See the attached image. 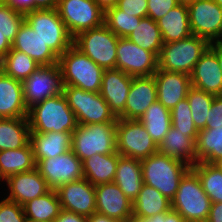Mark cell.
Here are the masks:
<instances>
[{"mask_svg": "<svg viewBox=\"0 0 222 222\" xmlns=\"http://www.w3.org/2000/svg\"><path fill=\"white\" fill-rule=\"evenodd\" d=\"M171 209V201L156 188L143 184L138 197L132 203V217L151 218Z\"/></svg>", "mask_w": 222, "mask_h": 222, "instance_id": "obj_31", "label": "cell"}, {"mask_svg": "<svg viewBox=\"0 0 222 222\" xmlns=\"http://www.w3.org/2000/svg\"><path fill=\"white\" fill-rule=\"evenodd\" d=\"M11 48L12 44L7 40L6 36L0 32V60L8 53Z\"/></svg>", "mask_w": 222, "mask_h": 222, "instance_id": "obj_52", "label": "cell"}, {"mask_svg": "<svg viewBox=\"0 0 222 222\" xmlns=\"http://www.w3.org/2000/svg\"><path fill=\"white\" fill-rule=\"evenodd\" d=\"M170 115L172 127L183 132L184 136H190L197 140L199 131L194 124L187 98L181 100L173 109H171Z\"/></svg>", "mask_w": 222, "mask_h": 222, "instance_id": "obj_41", "label": "cell"}, {"mask_svg": "<svg viewBox=\"0 0 222 222\" xmlns=\"http://www.w3.org/2000/svg\"><path fill=\"white\" fill-rule=\"evenodd\" d=\"M22 84L28 109L44 99L58 95L63 90L58 64L40 66Z\"/></svg>", "mask_w": 222, "mask_h": 222, "instance_id": "obj_14", "label": "cell"}, {"mask_svg": "<svg viewBox=\"0 0 222 222\" xmlns=\"http://www.w3.org/2000/svg\"><path fill=\"white\" fill-rule=\"evenodd\" d=\"M222 126V95L214 96L205 129H216Z\"/></svg>", "mask_w": 222, "mask_h": 222, "instance_id": "obj_46", "label": "cell"}, {"mask_svg": "<svg viewBox=\"0 0 222 222\" xmlns=\"http://www.w3.org/2000/svg\"><path fill=\"white\" fill-rule=\"evenodd\" d=\"M87 222H119V221L95 212L90 217H87Z\"/></svg>", "mask_w": 222, "mask_h": 222, "instance_id": "obj_53", "label": "cell"}, {"mask_svg": "<svg viewBox=\"0 0 222 222\" xmlns=\"http://www.w3.org/2000/svg\"><path fill=\"white\" fill-rule=\"evenodd\" d=\"M23 84L0 71V118H28Z\"/></svg>", "mask_w": 222, "mask_h": 222, "instance_id": "obj_23", "label": "cell"}, {"mask_svg": "<svg viewBox=\"0 0 222 222\" xmlns=\"http://www.w3.org/2000/svg\"><path fill=\"white\" fill-rule=\"evenodd\" d=\"M36 168L50 189L84 178L82 161L68 150L64 154L47 159H35Z\"/></svg>", "mask_w": 222, "mask_h": 222, "instance_id": "obj_12", "label": "cell"}, {"mask_svg": "<svg viewBox=\"0 0 222 222\" xmlns=\"http://www.w3.org/2000/svg\"><path fill=\"white\" fill-rule=\"evenodd\" d=\"M71 132L30 133L34 159H47L71 150Z\"/></svg>", "mask_w": 222, "mask_h": 222, "instance_id": "obj_27", "label": "cell"}, {"mask_svg": "<svg viewBox=\"0 0 222 222\" xmlns=\"http://www.w3.org/2000/svg\"><path fill=\"white\" fill-rule=\"evenodd\" d=\"M24 21L25 17L22 13L7 4L2 3L0 5V32L6 36L11 44Z\"/></svg>", "mask_w": 222, "mask_h": 222, "instance_id": "obj_42", "label": "cell"}, {"mask_svg": "<svg viewBox=\"0 0 222 222\" xmlns=\"http://www.w3.org/2000/svg\"><path fill=\"white\" fill-rule=\"evenodd\" d=\"M199 176L212 203L222 202V168L216 163L198 162L191 167Z\"/></svg>", "mask_w": 222, "mask_h": 222, "instance_id": "obj_38", "label": "cell"}, {"mask_svg": "<svg viewBox=\"0 0 222 222\" xmlns=\"http://www.w3.org/2000/svg\"><path fill=\"white\" fill-rule=\"evenodd\" d=\"M142 18L119 10L116 6L105 12L104 24L118 37L127 38Z\"/></svg>", "mask_w": 222, "mask_h": 222, "instance_id": "obj_40", "label": "cell"}, {"mask_svg": "<svg viewBox=\"0 0 222 222\" xmlns=\"http://www.w3.org/2000/svg\"><path fill=\"white\" fill-rule=\"evenodd\" d=\"M95 2L106 12L108 9L117 6L118 0H95Z\"/></svg>", "mask_w": 222, "mask_h": 222, "instance_id": "obj_55", "label": "cell"}, {"mask_svg": "<svg viewBox=\"0 0 222 222\" xmlns=\"http://www.w3.org/2000/svg\"><path fill=\"white\" fill-rule=\"evenodd\" d=\"M26 222H48V221H38V220L27 219Z\"/></svg>", "mask_w": 222, "mask_h": 222, "instance_id": "obj_59", "label": "cell"}, {"mask_svg": "<svg viewBox=\"0 0 222 222\" xmlns=\"http://www.w3.org/2000/svg\"><path fill=\"white\" fill-rule=\"evenodd\" d=\"M147 17L155 22L178 5L177 0H147Z\"/></svg>", "mask_w": 222, "mask_h": 222, "instance_id": "obj_44", "label": "cell"}, {"mask_svg": "<svg viewBox=\"0 0 222 222\" xmlns=\"http://www.w3.org/2000/svg\"><path fill=\"white\" fill-rule=\"evenodd\" d=\"M216 164L222 168V157L220 158V160Z\"/></svg>", "mask_w": 222, "mask_h": 222, "instance_id": "obj_60", "label": "cell"}, {"mask_svg": "<svg viewBox=\"0 0 222 222\" xmlns=\"http://www.w3.org/2000/svg\"><path fill=\"white\" fill-rule=\"evenodd\" d=\"M116 151L112 154H95L82 162L84 178L92 185L114 181L118 158Z\"/></svg>", "mask_w": 222, "mask_h": 222, "instance_id": "obj_29", "label": "cell"}, {"mask_svg": "<svg viewBox=\"0 0 222 222\" xmlns=\"http://www.w3.org/2000/svg\"><path fill=\"white\" fill-rule=\"evenodd\" d=\"M195 1H197V0H177L178 5H185V6L191 5V4H193Z\"/></svg>", "mask_w": 222, "mask_h": 222, "instance_id": "obj_57", "label": "cell"}, {"mask_svg": "<svg viewBox=\"0 0 222 222\" xmlns=\"http://www.w3.org/2000/svg\"><path fill=\"white\" fill-rule=\"evenodd\" d=\"M116 69L132 77L151 76L158 69V57L128 38H118Z\"/></svg>", "mask_w": 222, "mask_h": 222, "instance_id": "obj_13", "label": "cell"}, {"mask_svg": "<svg viewBox=\"0 0 222 222\" xmlns=\"http://www.w3.org/2000/svg\"><path fill=\"white\" fill-rule=\"evenodd\" d=\"M0 66L4 74L23 82L41 65L26 53L11 48L0 60Z\"/></svg>", "mask_w": 222, "mask_h": 222, "instance_id": "obj_36", "label": "cell"}, {"mask_svg": "<svg viewBox=\"0 0 222 222\" xmlns=\"http://www.w3.org/2000/svg\"><path fill=\"white\" fill-rule=\"evenodd\" d=\"M211 203L199 176L190 168L180 180L171 209L177 211L186 222H206Z\"/></svg>", "mask_w": 222, "mask_h": 222, "instance_id": "obj_4", "label": "cell"}, {"mask_svg": "<svg viewBox=\"0 0 222 222\" xmlns=\"http://www.w3.org/2000/svg\"><path fill=\"white\" fill-rule=\"evenodd\" d=\"M139 121L158 146L172 126L170 110L159 101L152 103Z\"/></svg>", "mask_w": 222, "mask_h": 222, "instance_id": "obj_33", "label": "cell"}, {"mask_svg": "<svg viewBox=\"0 0 222 222\" xmlns=\"http://www.w3.org/2000/svg\"><path fill=\"white\" fill-rule=\"evenodd\" d=\"M125 196L133 203L144 184L141 160L120 156L114 178Z\"/></svg>", "mask_w": 222, "mask_h": 222, "instance_id": "obj_26", "label": "cell"}, {"mask_svg": "<svg viewBox=\"0 0 222 222\" xmlns=\"http://www.w3.org/2000/svg\"><path fill=\"white\" fill-rule=\"evenodd\" d=\"M62 210L90 217L96 212L95 186L85 178L63 184L56 189Z\"/></svg>", "mask_w": 222, "mask_h": 222, "instance_id": "obj_16", "label": "cell"}, {"mask_svg": "<svg viewBox=\"0 0 222 222\" xmlns=\"http://www.w3.org/2000/svg\"><path fill=\"white\" fill-rule=\"evenodd\" d=\"M156 101L157 87L154 76L133 77L125 110L118 118L139 120L151 104Z\"/></svg>", "mask_w": 222, "mask_h": 222, "instance_id": "obj_18", "label": "cell"}, {"mask_svg": "<svg viewBox=\"0 0 222 222\" xmlns=\"http://www.w3.org/2000/svg\"><path fill=\"white\" fill-rule=\"evenodd\" d=\"M213 1L216 2L222 8V0H213Z\"/></svg>", "mask_w": 222, "mask_h": 222, "instance_id": "obj_58", "label": "cell"}, {"mask_svg": "<svg viewBox=\"0 0 222 222\" xmlns=\"http://www.w3.org/2000/svg\"><path fill=\"white\" fill-rule=\"evenodd\" d=\"M62 92L68 106L75 113L78 124L114 123L117 120L99 93L70 85H63Z\"/></svg>", "mask_w": 222, "mask_h": 222, "instance_id": "obj_9", "label": "cell"}, {"mask_svg": "<svg viewBox=\"0 0 222 222\" xmlns=\"http://www.w3.org/2000/svg\"><path fill=\"white\" fill-rule=\"evenodd\" d=\"M30 133L73 132L77 126L75 113L63 92L34 104L28 110Z\"/></svg>", "mask_w": 222, "mask_h": 222, "instance_id": "obj_1", "label": "cell"}, {"mask_svg": "<svg viewBox=\"0 0 222 222\" xmlns=\"http://www.w3.org/2000/svg\"><path fill=\"white\" fill-rule=\"evenodd\" d=\"M12 48L26 53L41 66L58 64V57L26 21L21 25L12 43Z\"/></svg>", "mask_w": 222, "mask_h": 222, "instance_id": "obj_24", "label": "cell"}, {"mask_svg": "<svg viewBox=\"0 0 222 222\" xmlns=\"http://www.w3.org/2000/svg\"><path fill=\"white\" fill-rule=\"evenodd\" d=\"M26 219L53 222L62 211L56 190L34 198L23 205Z\"/></svg>", "mask_w": 222, "mask_h": 222, "instance_id": "obj_34", "label": "cell"}, {"mask_svg": "<svg viewBox=\"0 0 222 222\" xmlns=\"http://www.w3.org/2000/svg\"><path fill=\"white\" fill-rule=\"evenodd\" d=\"M163 43L179 41L192 35L188 6L177 5L157 21Z\"/></svg>", "mask_w": 222, "mask_h": 222, "instance_id": "obj_28", "label": "cell"}, {"mask_svg": "<svg viewBox=\"0 0 222 222\" xmlns=\"http://www.w3.org/2000/svg\"><path fill=\"white\" fill-rule=\"evenodd\" d=\"M158 152L190 167L197 163L196 140L190 136H184L183 132L172 126L158 146Z\"/></svg>", "mask_w": 222, "mask_h": 222, "instance_id": "obj_25", "label": "cell"}, {"mask_svg": "<svg viewBox=\"0 0 222 222\" xmlns=\"http://www.w3.org/2000/svg\"><path fill=\"white\" fill-rule=\"evenodd\" d=\"M209 46L206 39L193 34L179 41L164 43L158 57V68L190 75Z\"/></svg>", "mask_w": 222, "mask_h": 222, "instance_id": "obj_6", "label": "cell"}, {"mask_svg": "<svg viewBox=\"0 0 222 222\" xmlns=\"http://www.w3.org/2000/svg\"><path fill=\"white\" fill-rule=\"evenodd\" d=\"M197 163H217L222 157V126L203 129L196 140Z\"/></svg>", "mask_w": 222, "mask_h": 222, "instance_id": "obj_37", "label": "cell"}, {"mask_svg": "<svg viewBox=\"0 0 222 222\" xmlns=\"http://www.w3.org/2000/svg\"><path fill=\"white\" fill-rule=\"evenodd\" d=\"M153 76L157 87V101L169 110L185 99L192 87L190 75L186 73L158 68Z\"/></svg>", "mask_w": 222, "mask_h": 222, "instance_id": "obj_19", "label": "cell"}, {"mask_svg": "<svg viewBox=\"0 0 222 222\" xmlns=\"http://www.w3.org/2000/svg\"><path fill=\"white\" fill-rule=\"evenodd\" d=\"M127 38L139 47L153 52L157 57L164 44L157 22L149 17L142 18Z\"/></svg>", "mask_w": 222, "mask_h": 222, "instance_id": "obj_35", "label": "cell"}, {"mask_svg": "<svg viewBox=\"0 0 222 222\" xmlns=\"http://www.w3.org/2000/svg\"><path fill=\"white\" fill-rule=\"evenodd\" d=\"M116 7L135 17H147V0H118Z\"/></svg>", "mask_w": 222, "mask_h": 222, "instance_id": "obj_45", "label": "cell"}, {"mask_svg": "<svg viewBox=\"0 0 222 222\" xmlns=\"http://www.w3.org/2000/svg\"><path fill=\"white\" fill-rule=\"evenodd\" d=\"M193 35L218 42L222 37V8L213 0H197L188 6Z\"/></svg>", "mask_w": 222, "mask_h": 222, "instance_id": "obj_15", "label": "cell"}, {"mask_svg": "<svg viewBox=\"0 0 222 222\" xmlns=\"http://www.w3.org/2000/svg\"><path fill=\"white\" fill-rule=\"evenodd\" d=\"M23 206L3 198L0 201V222H26Z\"/></svg>", "mask_w": 222, "mask_h": 222, "instance_id": "obj_43", "label": "cell"}, {"mask_svg": "<svg viewBox=\"0 0 222 222\" xmlns=\"http://www.w3.org/2000/svg\"><path fill=\"white\" fill-rule=\"evenodd\" d=\"M141 168L144 184L156 188L172 201L180 180L191 167L157 152L141 160Z\"/></svg>", "mask_w": 222, "mask_h": 222, "instance_id": "obj_2", "label": "cell"}, {"mask_svg": "<svg viewBox=\"0 0 222 222\" xmlns=\"http://www.w3.org/2000/svg\"><path fill=\"white\" fill-rule=\"evenodd\" d=\"M209 48L216 54L222 71V44L220 42H212L210 43Z\"/></svg>", "mask_w": 222, "mask_h": 222, "instance_id": "obj_54", "label": "cell"}, {"mask_svg": "<svg viewBox=\"0 0 222 222\" xmlns=\"http://www.w3.org/2000/svg\"><path fill=\"white\" fill-rule=\"evenodd\" d=\"M59 0H34V10L57 9Z\"/></svg>", "mask_w": 222, "mask_h": 222, "instance_id": "obj_51", "label": "cell"}, {"mask_svg": "<svg viewBox=\"0 0 222 222\" xmlns=\"http://www.w3.org/2000/svg\"><path fill=\"white\" fill-rule=\"evenodd\" d=\"M72 152L83 162L95 154L116 152V121L114 123L78 124L72 132Z\"/></svg>", "mask_w": 222, "mask_h": 222, "instance_id": "obj_5", "label": "cell"}, {"mask_svg": "<svg viewBox=\"0 0 222 222\" xmlns=\"http://www.w3.org/2000/svg\"><path fill=\"white\" fill-rule=\"evenodd\" d=\"M186 98L197 130L205 129L214 95L191 87Z\"/></svg>", "mask_w": 222, "mask_h": 222, "instance_id": "obj_39", "label": "cell"}, {"mask_svg": "<svg viewBox=\"0 0 222 222\" xmlns=\"http://www.w3.org/2000/svg\"><path fill=\"white\" fill-rule=\"evenodd\" d=\"M34 168H36V162L30 142L19 149L0 151V181L3 183L9 176Z\"/></svg>", "mask_w": 222, "mask_h": 222, "instance_id": "obj_30", "label": "cell"}, {"mask_svg": "<svg viewBox=\"0 0 222 222\" xmlns=\"http://www.w3.org/2000/svg\"><path fill=\"white\" fill-rule=\"evenodd\" d=\"M130 222H155V220H150L149 218L132 217Z\"/></svg>", "mask_w": 222, "mask_h": 222, "instance_id": "obj_56", "label": "cell"}, {"mask_svg": "<svg viewBox=\"0 0 222 222\" xmlns=\"http://www.w3.org/2000/svg\"><path fill=\"white\" fill-rule=\"evenodd\" d=\"M4 181L9 190L5 198L21 206L50 190L46 180L40 175L37 168L9 176Z\"/></svg>", "mask_w": 222, "mask_h": 222, "instance_id": "obj_20", "label": "cell"}, {"mask_svg": "<svg viewBox=\"0 0 222 222\" xmlns=\"http://www.w3.org/2000/svg\"><path fill=\"white\" fill-rule=\"evenodd\" d=\"M53 222H87V217L62 210Z\"/></svg>", "mask_w": 222, "mask_h": 222, "instance_id": "obj_49", "label": "cell"}, {"mask_svg": "<svg viewBox=\"0 0 222 222\" xmlns=\"http://www.w3.org/2000/svg\"><path fill=\"white\" fill-rule=\"evenodd\" d=\"M58 66L63 85H70L85 91L100 92L104 69L74 45L58 58Z\"/></svg>", "mask_w": 222, "mask_h": 222, "instance_id": "obj_3", "label": "cell"}, {"mask_svg": "<svg viewBox=\"0 0 222 222\" xmlns=\"http://www.w3.org/2000/svg\"><path fill=\"white\" fill-rule=\"evenodd\" d=\"M96 212L119 222H130L132 219V202L114 183L95 185Z\"/></svg>", "mask_w": 222, "mask_h": 222, "instance_id": "obj_17", "label": "cell"}, {"mask_svg": "<svg viewBox=\"0 0 222 222\" xmlns=\"http://www.w3.org/2000/svg\"><path fill=\"white\" fill-rule=\"evenodd\" d=\"M116 151L124 157L143 160L158 152V145L139 120L117 118Z\"/></svg>", "mask_w": 222, "mask_h": 222, "instance_id": "obj_10", "label": "cell"}, {"mask_svg": "<svg viewBox=\"0 0 222 222\" xmlns=\"http://www.w3.org/2000/svg\"><path fill=\"white\" fill-rule=\"evenodd\" d=\"M30 132L28 118H0V151L26 146Z\"/></svg>", "mask_w": 222, "mask_h": 222, "instance_id": "obj_32", "label": "cell"}, {"mask_svg": "<svg viewBox=\"0 0 222 222\" xmlns=\"http://www.w3.org/2000/svg\"><path fill=\"white\" fill-rule=\"evenodd\" d=\"M118 38L103 24L78 33L73 45L103 69H115Z\"/></svg>", "mask_w": 222, "mask_h": 222, "instance_id": "obj_7", "label": "cell"}, {"mask_svg": "<svg viewBox=\"0 0 222 222\" xmlns=\"http://www.w3.org/2000/svg\"><path fill=\"white\" fill-rule=\"evenodd\" d=\"M132 79V76L120 69H104L99 94L116 118L125 110Z\"/></svg>", "mask_w": 222, "mask_h": 222, "instance_id": "obj_21", "label": "cell"}, {"mask_svg": "<svg viewBox=\"0 0 222 222\" xmlns=\"http://www.w3.org/2000/svg\"><path fill=\"white\" fill-rule=\"evenodd\" d=\"M190 80L196 89L214 96L222 95V71L216 54L210 48L195 64Z\"/></svg>", "mask_w": 222, "mask_h": 222, "instance_id": "obj_22", "label": "cell"}, {"mask_svg": "<svg viewBox=\"0 0 222 222\" xmlns=\"http://www.w3.org/2000/svg\"><path fill=\"white\" fill-rule=\"evenodd\" d=\"M206 222H222V202L211 203V208Z\"/></svg>", "mask_w": 222, "mask_h": 222, "instance_id": "obj_50", "label": "cell"}, {"mask_svg": "<svg viewBox=\"0 0 222 222\" xmlns=\"http://www.w3.org/2000/svg\"><path fill=\"white\" fill-rule=\"evenodd\" d=\"M155 222H186L184 218L175 210L170 209L166 213H159L149 218Z\"/></svg>", "mask_w": 222, "mask_h": 222, "instance_id": "obj_48", "label": "cell"}, {"mask_svg": "<svg viewBox=\"0 0 222 222\" xmlns=\"http://www.w3.org/2000/svg\"><path fill=\"white\" fill-rule=\"evenodd\" d=\"M3 3L23 15L34 10V0H3Z\"/></svg>", "mask_w": 222, "mask_h": 222, "instance_id": "obj_47", "label": "cell"}, {"mask_svg": "<svg viewBox=\"0 0 222 222\" xmlns=\"http://www.w3.org/2000/svg\"><path fill=\"white\" fill-rule=\"evenodd\" d=\"M57 11L73 37L104 24L105 12L95 0H59Z\"/></svg>", "mask_w": 222, "mask_h": 222, "instance_id": "obj_11", "label": "cell"}, {"mask_svg": "<svg viewBox=\"0 0 222 222\" xmlns=\"http://www.w3.org/2000/svg\"><path fill=\"white\" fill-rule=\"evenodd\" d=\"M24 17L58 58L73 45L74 37L69 33L57 9L33 10Z\"/></svg>", "mask_w": 222, "mask_h": 222, "instance_id": "obj_8", "label": "cell"}]
</instances>
